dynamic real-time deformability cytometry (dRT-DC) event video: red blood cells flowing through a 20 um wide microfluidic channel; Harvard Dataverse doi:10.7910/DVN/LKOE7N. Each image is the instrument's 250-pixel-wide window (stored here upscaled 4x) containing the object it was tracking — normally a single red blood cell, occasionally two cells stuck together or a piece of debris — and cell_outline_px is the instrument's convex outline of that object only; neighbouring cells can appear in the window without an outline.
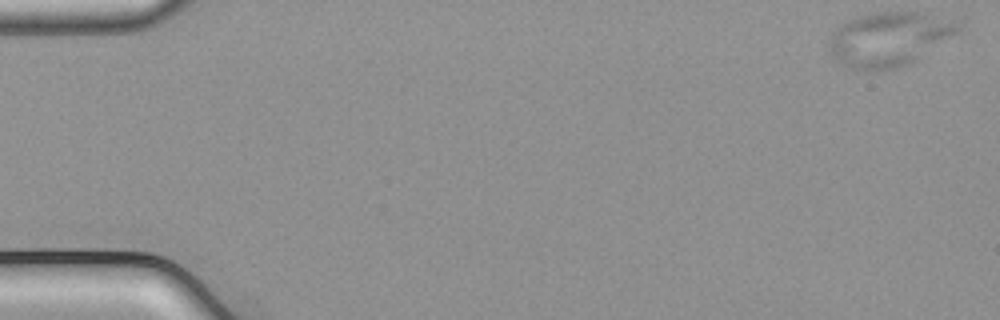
{"species": "common noctule bat (a hibernating species)", "species_latin": "Nyctalus noctula", "temperature_condition": "cold", "stored_images_in_passage": 53, "camera_frame_rate_fps": 3000, "um_per_image_px": 0.085, "animal": {"sex": "male", "body_mass_g": 21.5, "forearm_length_mm": 52.0}, "frame": {"image": 1, "passage_image": 1, "time_ms": 0.0, "image_size_px": [1000, 320], "cell_outline_px": [[964, 24], [960, 32], [912, 64], [896, 68], [852, 68], [840, 64], [832, 56], [828, 48], [832, 36], [836, 28], [852, 16], [872, 12], [924, 12], [960, 20]], "centroid_in_image_um": [75.67, 3.27], "position_along_channel_um": 9.3, "area_um2": 41.38}}
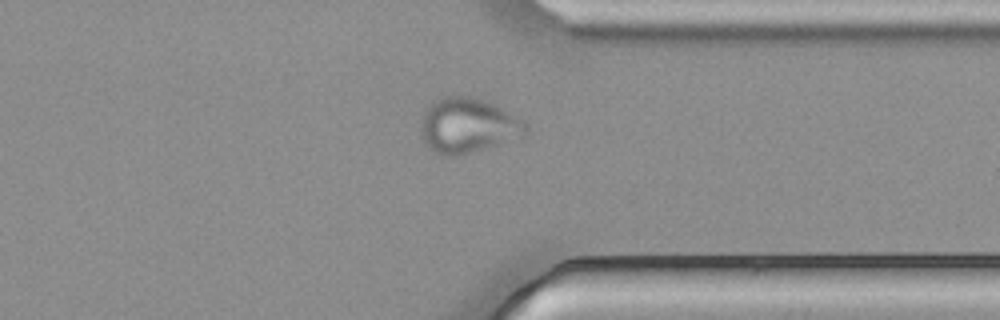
{"frame": {"image": 2, "passage_image": 41, "time_ms": 13.333, "image_size_px": [1000, 320], "cell_outline_px": [[528, 132], [524, 136], [456, 156], [444, 156], [428, 148], [420, 136], [420, 124], [424, 112], [432, 100], [440, 96], [468, 96], [492, 104], [524, 120], [528, 128]], "centroid_in_image_um": [39.71, 10.67], "position_along_channel_um": 371.7, "area_um2": 33.47}}
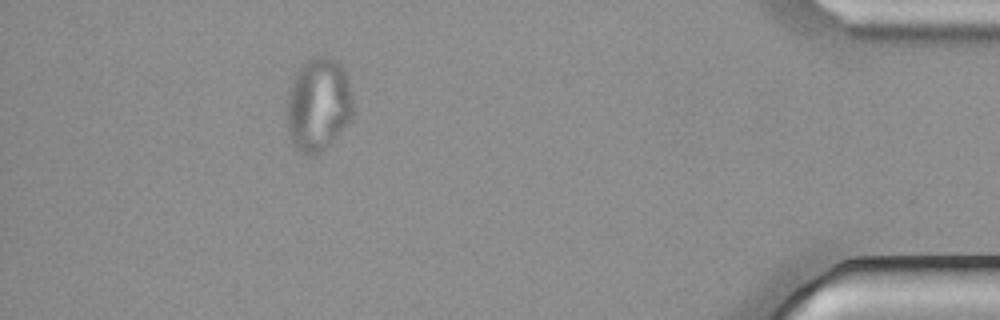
{"frame": {"image": 3, "passage_image": 48, "time_ms": 15.667, "image_size_px": [1000, 320], "cell_outline_px": [[356, 112], [332, 144], [316, 156], [300, 152], [292, 144], [288, 132], [288, 96], [292, 80], [296, 72], [312, 56], [328, 56], [336, 60], [340, 64], [344, 72], [352, 96]], "centroid_in_image_um": [27.08, 8.93], "position_along_channel_um": 408.1, "area_um2": 36.3}}